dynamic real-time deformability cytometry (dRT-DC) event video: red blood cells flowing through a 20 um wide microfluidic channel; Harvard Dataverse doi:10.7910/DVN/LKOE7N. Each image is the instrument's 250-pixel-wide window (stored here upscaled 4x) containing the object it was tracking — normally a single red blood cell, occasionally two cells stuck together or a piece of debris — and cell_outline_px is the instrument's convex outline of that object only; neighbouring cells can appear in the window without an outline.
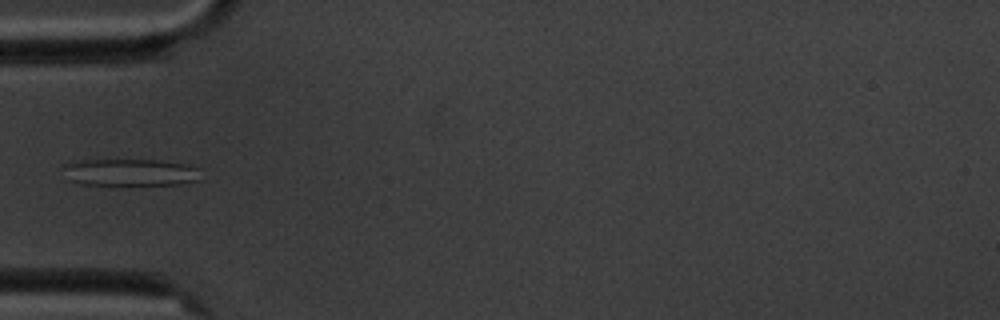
{"species": "common noctule bat (a hibernating species)", "species_latin": "Nyctalus noctula", "temperature_condition": "cold", "stored_images_in_passage": 5, "camera_frame_rate_fps": 3000, "um_per_image_px": 0.085, "animal": {"sex": "male", "body_mass_g": 20.1, "forearm_length_mm": 53.5}, "frame": {"image": 1, "passage_image": 5, "time_ms": 4.667, "image_size_px": [1000, 320], "cell_outline_px": [[200, 180], [180, 184], [84, 184], [72, 180], [64, 168], [64, 164], [72, 160], [160, 160], [184, 164], [196, 168]], "centroid_in_image_um": [11.08, 14.63], "position_along_channel_um": 73.9, "area_um2": 21.15}}